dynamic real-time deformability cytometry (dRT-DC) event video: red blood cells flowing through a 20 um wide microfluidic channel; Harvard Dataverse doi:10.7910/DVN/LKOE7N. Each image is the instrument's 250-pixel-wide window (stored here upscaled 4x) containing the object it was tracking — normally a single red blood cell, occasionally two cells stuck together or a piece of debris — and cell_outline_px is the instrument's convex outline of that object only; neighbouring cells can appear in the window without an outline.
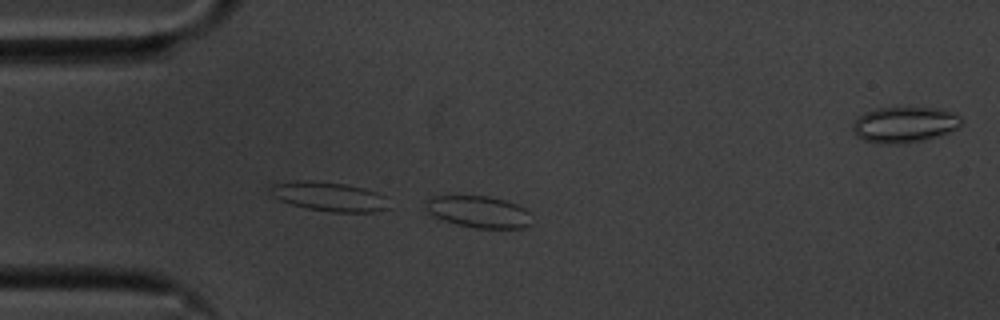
{"species": "common noctule bat (a hibernating species)", "species_latin": "Nyctalus noctula", "temperature_condition": "cold", "stored_images_in_passage": 14, "camera_frame_rate_fps": 3000, "um_per_image_px": 0.085, "animal": {"sex": "male", "body_mass_g": 20.1, "forearm_length_mm": 53.5}, "frame": {"image": 1, "passage_image": 14, "time_ms": 4.333, "image_size_px": [1000, 320], "cell_outline_px": [[532, 224], [524, 228], [476, 228], [456, 224], [432, 216], [424, 208], [424, 200], [428, 196], [488, 196], [504, 200], [516, 204], [524, 208], [528, 212]], "centroid_in_image_um": [40.63, 18.0], "position_along_channel_um": 44.4, "area_um2": 19.83}}